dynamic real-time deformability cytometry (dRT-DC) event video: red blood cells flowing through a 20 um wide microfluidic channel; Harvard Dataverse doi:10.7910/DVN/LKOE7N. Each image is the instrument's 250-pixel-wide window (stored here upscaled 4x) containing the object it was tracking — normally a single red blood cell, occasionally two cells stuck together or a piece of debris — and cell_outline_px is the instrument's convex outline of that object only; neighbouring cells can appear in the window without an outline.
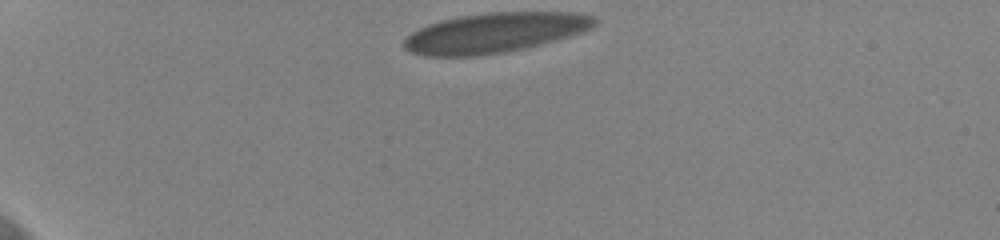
{"species": "human", "species_latin": "Homo sapiens", "temperature_condition": "cold", "stored_images_in_passage": 6, "camera_frame_rate_fps": 3000, "um_per_image_px": 0.085, "donor": {"sex": "female"}, "frame": {"image": 1, "passage_image": 1, "time_ms": 0.0, "image_size_px": [1000, 240], "cell_outline_px": [[596, 24], [592, 28], [556, 40], [524, 48], [504, 52], [476, 56], [424, 56], [412, 52], [404, 48], [404, 40], [412, 32], [428, 24], [440, 20], [460, 16], [488, 12], [572, 12], [592, 16], [596, 20]], "centroid_in_image_um": [42.03, 2.78], "position_along_channel_um": 43.0, "area_um2": 44.04}}